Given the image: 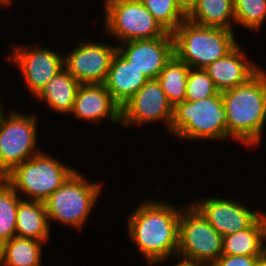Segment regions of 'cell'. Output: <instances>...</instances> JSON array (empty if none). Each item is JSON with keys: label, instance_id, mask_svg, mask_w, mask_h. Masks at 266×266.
Listing matches in <instances>:
<instances>
[{"label": "cell", "instance_id": "22", "mask_svg": "<svg viewBox=\"0 0 266 266\" xmlns=\"http://www.w3.org/2000/svg\"><path fill=\"white\" fill-rule=\"evenodd\" d=\"M42 241L14 236L0 245V266H42Z\"/></svg>", "mask_w": 266, "mask_h": 266}, {"label": "cell", "instance_id": "14", "mask_svg": "<svg viewBox=\"0 0 266 266\" xmlns=\"http://www.w3.org/2000/svg\"><path fill=\"white\" fill-rule=\"evenodd\" d=\"M117 51L148 79H157L174 54L170 32L155 39L132 40L117 45Z\"/></svg>", "mask_w": 266, "mask_h": 266}, {"label": "cell", "instance_id": "5", "mask_svg": "<svg viewBox=\"0 0 266 266\" xmlns=\"http://www.w3.org/2000/svg\"><path fill=\"white\" fill-rule=\"evenodd\" d=\"M48 154L41 151L3 177L22 199L44 203L76 170Z\"/></svg>", "mask_w": 266, "mask_h": 266}, {"label": "cell", "instance_id": "12", "mask_svg": "<svg viewBox=\"0 0 266 266\" xmlns=\"http://www.w3.org/2000/svg\"><path fill=\"white\" fill-rule=\"evenodd\" d=\"M64 55V69L80 84H103L117 45L82 40Z\"/></svg>", "mask_w": 266, "mask_h": 266}, {"label": "cell", "instance_id": "3", "mask_svg": "<svg viewBox=\"0 0 266 266\" xmlns=\"http://www.w3.org/2000/svg\"><path fill=\"white\" fill-rule=\"evenodd\" d=\"M234 31L199 25L186 18L172 33L174 54L190 68L204 69L238 45Z\"/></svg>", "mask_w": 266, "mask_h": 266}, {"label": "cell", "instance_id": "27", "mask_svg": "<svg viewBox=\"0 0 266 266\" xmlns=\"http://www.w3.org/2000/svg\"><path fill=\"white\" fill-rule=\"evenodd\" d=\"M185 91V100L188 101H198L219 92L207 72L197 68H190Z\"/></svg>", "mask_w": 266, "mask_h": 266}, {"label": "cell", "instance_id": "10", "mask_svg": "<svg viewBox=\"0 0 266 266\" xmlns=\"http://www.w3.org/2000/svg\"><path fill=\"white\" fill-rule=\"evenodd\" d=\"M37 44L39 43L29 46L11 44L12 51L7 56L14 67H18L19 73H22L24 84L33 98L49 80L64 69L63 55Z\"/></svg>", "mask_w": 266, "mask_h": 266}, {"label": "cell", "instance_id": "19", "mask_svg": "<svg viewBox=\"0 0 266 266\" xmlns=\"http://www.w3.org/2000/svg\"><path fill=\"white\" fill-rule=\"evenodd\" d=\"M80 83L65 69L56 74L34 97L43 101L55 113L69 115Z\"/></svg>", "mask_w": 266, "mask_h": 266}, {"label": "cell", "instance_id": "16", "mask_svg": "<svg viewBox=\"0 0 266 266\" xmlns=\"http://www.w3.org/2000/svg\"><path fill=\"white\" fill-rule=\"evenodd\" d=\"M248 59L238 44L225 57L209 64L204 70L212 78L216 89L223 92L246 83L261 68Z\"/></svg>", "mask_w": 266, "mask_h": 266}, {"label": "cell", "instance_id": "11", "mask_svg": "<svg viewBox=\"0 0 266 266\" xmlns=\"http://www.w3.org/2000/svg\"><path fill=\"white\" fill-rule=\"evenodd\" d=\"M173 105L169 102L157 79H149L122 107V127L142 126L151 122H163L170 130Z\"/></svg>", "mask_w": 266, "mask_h": 266}, {"label": "cell", "instance_id": "7", "mask_svg": "<svg viewBox=\"0 0 266 266\" xmlns=\"http://www.w3.org/2000/svg\"><path fill=\"white\" fill-rule=\"evenodd\" d=\"M103 6L105 35L119 40V44L167 33L140 0H104Z\"/></svg>", "mask_w": 266, "mask_h": 266}, {"label": "cell", "instance_id": "25", "mask_svg": "<svg viewBox=\"0 0 266 266\" xmlns=\"http://www.w3.org/2000/svg\"><path fill=\"white\" fill-rule=\"evenodd\" d=\"M235 25L257 32L266 19V0H234Z\"/></svg>", "mask_w": 266, "mask_h": 266}, {"label": "cell", "instance_id": "1", "mask_svg": "<svg viewBox=\"0 0 266 266\" xmlns=\"http://www.w3.org/2000/svg\"><path fill=\"white\" fill-rule=\"evenodd\" d=\"M168 202L146 199L127 218L128 236L143 255L146 265L153 266L177 254L178 224L181 211Z\"/></svg>", "mask_w": 266, "mask_h": 266}, {"label": "cell", "instance_id": "18", "mask_svg": "<svg viewBox=\"0 0 266 266\" xmlns=\"http://www.w3.org/2000/svg\"><path fill=\"white\" fill-rule=\"evenodd\" d=\"M266 212L248 228L223 236L222 255H266Z\"/></svg>", "mask_w": 266, "mask_h": 266}, {"label": "cell", "instance_id": "30", "mask_svg": "<svg viewBox=\"0 0 266 266\" xmlns=\"http://www.w3.org/2000/svg\"><path fill=\"white\" fill-rule=\"evenodd\" d=\"M176 259H178L179 262H177L175 266H209L207 264L191 262V261L183 260L180 258H176Z\"/></svg>", "mask_w": 266, "mask_h": 266}, {"label": "cell", "instance_id": "31", "mask_svg": "<svg viewBox=\"0 0 266 266\" xmlns=\"http://www.w3.org/2000/svg\"><path fill=\"white\" fill-rule=\"evenodd\" d=\"M259 266H266V255L262 258L261 262L259 263Z\"/></svg>", "mask_w": 266, "mask_h": 266}, {"label": "cell", "instance_id": "23", "mask_svg": "<svg viewBox=\"0 0 266 266\" xmlns=\"http://www.w3.org/2000/svg\"><path fill=\"white\" fill-rule=\"evenodd\" d=\"M189 71L190 67L174 55L157 78L173 107L185 100Z\"/></svg>", "mask_w": 266, "mask_h": 266}, {"label": "cell", "instance_id": "29", "mask_svg": "<svg viewBox=\"0 0 266 266\" xmlns=\"http://www.w3.org/2000/svg\"><path fill=\"white\" fill-rule=\"evenodd\" d=\"M178 8L187 16L195 7L197 0H174Z\"/></svg>", "mask_w": 266, "mask_h": 266}, {"label": "cell", "instance_id": "2", "mask_svg": "<svg viewBox=\"0 0 266 266\" xmlns=\"http://www.w3.org/2000/svg\"><path fill=\"white\" fill-rule=\"evenodd\" d=\"M229 138L248 147L261 143L266 124V71L261 69L246 83L221 92Z\"/></svg>", "mask_w": 266, "mask_h": 266}, {"label": "cell", "instance_id": "6", "mask_svg": "<svg viewBox=\"0 0 266 266\" xmlns=\"http://www.w3.org/2000/svg\"><path fill=\"white\" fill-rule=\"evenodd\" d=\"M102 186L75 170L44 202L49 223L57 221L81 230L98 203Z\"/></svg>", "mask_w": 266, "mask_h": 266}, {"label": "cell", "instance_id": "9", "mask_svg": "<svg viewBox=\"0 0 266 266\" xmlns=\"http://www.w3.org/2000/svg\"><path fill=\"white\" fill-rule=\"evenodd\" d=\"M222 238L192 205L181 211L176 258L211 266L222 255Z\"/></svg>", "mask_w": 266, "mask_h": 266}, {"label": "cell", "instance_id": "24", "mask_svg": "<svg viewBox=\"0 0 266 266\" xmlns=\"http://www.w3.org/2000/svg\"><path fill=\"white\" fill-rule=\"evenodd\" d=\"M22 198L0 178V245L16 236V214Z\"/></svg>", "mask_w": 266, "mask_h": 266}, {"label": "cell", "instance_id": "26", "mask_svg": "<svg viewBox=\"0 0 266 266\" xmlns=\"http://www.w3.org/2000/svg\"><path fill=\"white\" fill-rule=\"evenodd\" d=\"M162 27L173 33L187 18L174 0H140Z\"/></svg>", "mask_w": 266, "mask_h": 266}, {"label": "cell", "instance_id": "20", "mask_svg": "<svg viewBox=\"0 0 266 266\" xmlns=\"http://www.w3.org/2000/svg\"><path fill=\"white\" fill-rule=\"evenodd\" d=\"M50 224L43 202L22 199L16 214V236L47 242Z\"/></svg>", "mask_w": 266, "mask_h": 266}, {"label": "cell", "instance_id": "8", "mask_svg": "<svg viewBox=\"0 0 266 266\" xmlns=\"http://www.w3.org/2000/svg\"><path fill=\"white\" fill-rule=\"evenodd\" d=\"M9 112L7 116L0 107V178L41 152L37 149V116Z\"/></svg>", "mask_w": 266, "mask_h": 266}, {"label": "cell", "instance_id": "21", "mask_svg": "<svg viewBox=\"0 0 266 266\" xmlns=\"http://www.w3.org/2000/svg\"><path fill=\"white\" fill-rule=\"evenodd\" d=\"M187 19L207 27L234 30V0H197Z\"/></svg>", "mask_w": 266, "mask_h": 266}, {"label": "cell", "instance_id": "28", "mask_svg": "<svg viewBox=\"0 0 266 266\" xmlns=\"http://www.w3.org/2000/svg\"><path fill=\"white\" fill-rule=\"evenodd\" d=\"M264 256L221 255L211 266H259Z\"/></svg>", "mask_w": 266, "mask_h": 266}, {"label": "cell", "instance_id": "32", "mask_svg": "<svg viewBox=\"0 0 266 266\" xmlns=\"http://www.w3.org/2000/svg\"><path fill=\"white\" fill-rule=\"evenodd\" d=\"M0 5H2V6H8L9 3L6 0H0Z\"/></svg>", "mask_w": 266, "mask_h": 266}, {"label": "cell", "instance_id": "13", "mask_svg": "<svg viewBox=\"0 0 266 266\" xmlns=\"http://www.w3.org/2000/svg\"><path fill=\"white\" fill-rule=\"evenodd\" d=\"M191 204L222 236L248 228L263 213L227 197L200 198Z\"/></svg>", "mask_w": 266, "mask_h": 266}, {"label": "cell", "instance_id": "15", "mask_svg": "<svg viewBox=\"0 0 266 266\" xmlns=\"http://www.w3.org/2000/svg\"><path fill=\"white\" fill-rule=\"evenodd\" d=\"M70 115H74L78 121L98 125L104 119L110 124H121V107L104 84H80Z\"/></svg>", "mask_w": 266, "mask_h": 266}, {"label": "cell", "instance_id": "17", "mask_svg": "<svg viewBox=\"0 0 266 266\" xmlns=\"http://www.w3.org/2000/svg\"><path fill=\"white\" fill-rule=\"evenodd\" d=\"M148 80L116 51L103 84L111 93L113 100L122 107Z\"/></svg>", "mask_w": 266, "mask_h": 266}, {"label": "cell", "instance_id": "4", "mask_svg": "<svg viewBox=\"0 0 266 266\" xmlns=\"http://www.w3.org/2000/svg\"><path fill=\"white\" fill-rule=\"evenodd\" d=\"M171 134L183 141L228 140L221 92L198 100H184L173 108Z\"/></svg>", "mask_w": 266, "mask_h": 266}]
</instances>
